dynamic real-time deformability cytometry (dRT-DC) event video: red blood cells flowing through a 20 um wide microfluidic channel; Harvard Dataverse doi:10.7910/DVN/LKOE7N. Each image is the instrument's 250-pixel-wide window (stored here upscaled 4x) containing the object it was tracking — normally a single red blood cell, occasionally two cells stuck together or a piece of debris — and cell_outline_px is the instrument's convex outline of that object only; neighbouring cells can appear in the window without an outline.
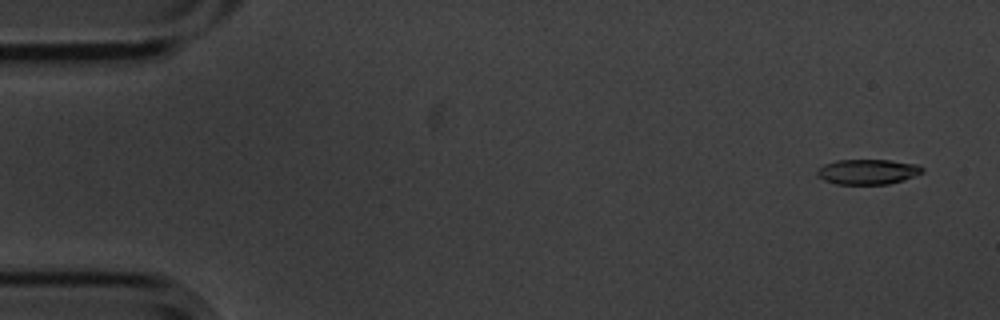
{"species": "common noctule bat (a hibernating species)", "species_latin": "Nyctalus noctula", "temperature_condition": "cold", "stored_images_in_passage": 6, "camera_frame_rate_fps": 3000, "um_per_image_px": 0.085, "animal": {"sex": "male", "body_mass_g": 20.1, "forearm_length_mm": 53.5}, "frame": {"image": 1, "passage_image": 1, "time_ms": 0.0, "image_size_px": [1000, 320], "cell_outline_px": [[924, 172], [904, 180], [888, 184], [836, 184], [824, 180], [816, 176], [816, 168], [824, 164], [836, 160], [888, 160], [920, 164], [924, 168]], "centroid_in_image_um": [73.75, 14.59], "position_along_channel_um": 11.3, "area_um2": 15.66}}
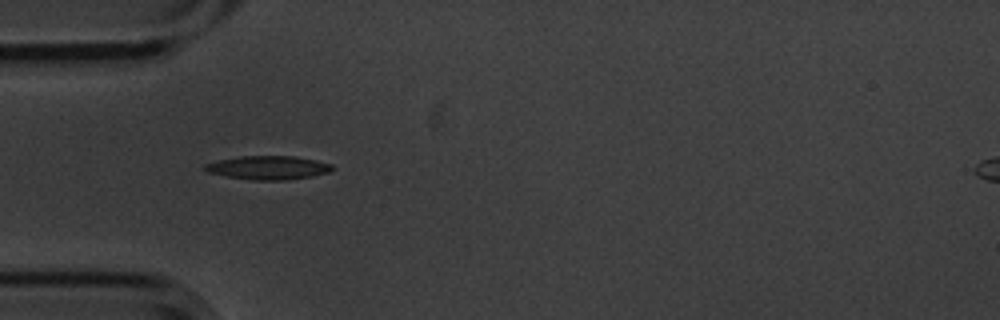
{"frame": {"image": 2, "passage_image": 5, "time_ms": 1.333, "image_size_px": [1000, 320], "cell_outline_px": [[336, 168], [328, 172], [312, 176], [284, 180], [252, 180], [228, 176], [208, 172], [204, 168], [204, 164], [220, 160], [240, 156], [296, 156], [316, 160], [332, 164]], "centroid_in_image_um": [22.84, 14.24], "position_along_channel_um": 62.2, "area_um2": 17.46}}
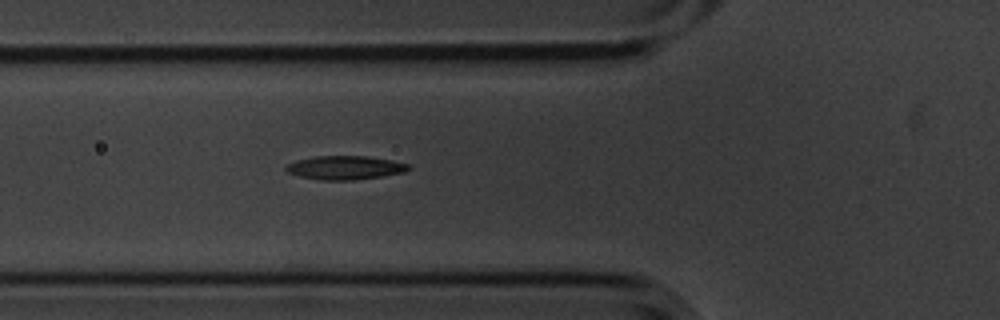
{"frame": {"image": 3, "passage_image": 6, "time_ms": 1.667, "image_size_px": [1000, 320], "cell_outline_px": [[412, 168], [404, 172], [356, 180], [320, 180], [300, 176], [288, 172], [284, 168], [288, 164], [296, 160], [316, 156], [368, 156], [392, 160], [408, 164]], "centroid_in_image_um": [29.34, 14.25], "position_along_channel_um": 96.5, "area_um2": 16.88}}